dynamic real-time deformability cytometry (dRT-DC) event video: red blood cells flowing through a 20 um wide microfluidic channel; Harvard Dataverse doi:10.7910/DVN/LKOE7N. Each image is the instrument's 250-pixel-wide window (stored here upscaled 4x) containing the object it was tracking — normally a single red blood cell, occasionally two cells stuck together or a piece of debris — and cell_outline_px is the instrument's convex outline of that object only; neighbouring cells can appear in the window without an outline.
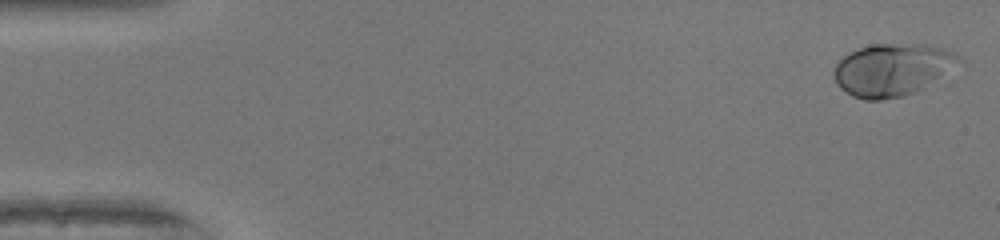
{"species": "human", "species_latin": "Homo sapiens", "temperature_condition": "warm", "stored_images_in_passage": 50, "camera_frame_rate_fps": 3000, "um_per_image_px": 0.085, "donor": {"sex": "female"}, "frame": {"image": 1, "passage_image": 1, "time_ms": 0.0, "image_size_px": [1000, 240], "cell_outline_px": [[964, 60], [916, 92], [904, 96], [880, 100], [864, 100], [852, 96], [840, 88], [836, 84], [832, 72], [836, 64], [844, 56], [860, 48], [872, 44], [924, 44], [940, 48], [952, 52], [960, 56]], "centroid_in_image_um": [75.8, 5.93], "position_along_channel_um": 9.2, "area_um2": 37.86}}
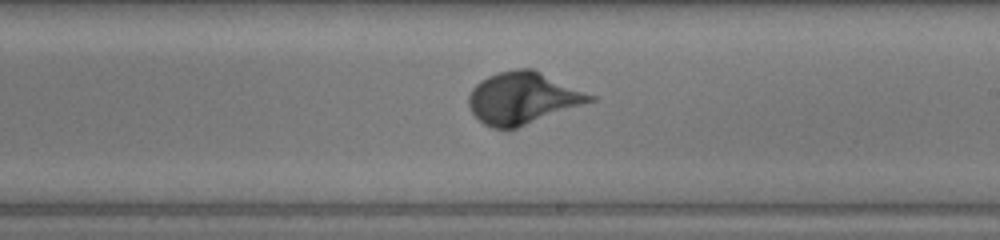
{"frame": {"image": 2, "passage_image": 29, "time_ms": 9.333, "image_size_px": [1000, 240], "cell_outline_px": [[596, 100], [508, 132], [492, 128], [484, 124], [472, 112], [468, 104], [468, 96], [472, 88], [480, 80], [496, 72], [516, 68], [532, 68], [596, 96]], "centroid_in_image_um": [44.42, 8.36], "position_along_channel_um": 244.6, "area_um2": 37.22}}
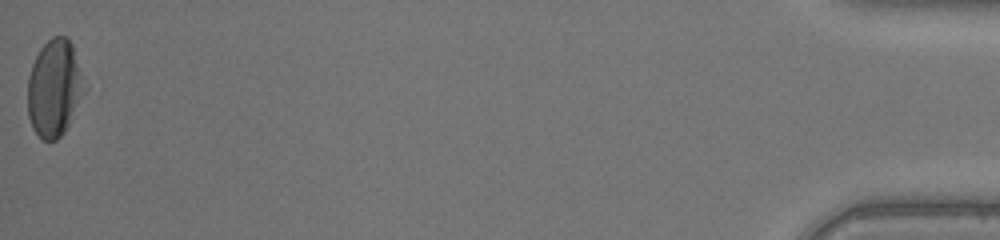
{"frame": {"image": 3, "passage_image": 50, "time_ms": 16.333, "image_size_px": [1000, 240], "cell_outline_px": [[84, 92], [64, 132], [56, 140], [44, 140], [32, 128], [28, 116], [28, 76], [32, 64], [40, 48], [52, 36], [64, 36], [72, 44], [80, 72]], "centroid_in_image_um": [4.57, 7.49], "position_along_channel_um": 430.6, "area_um2": 31.27}}